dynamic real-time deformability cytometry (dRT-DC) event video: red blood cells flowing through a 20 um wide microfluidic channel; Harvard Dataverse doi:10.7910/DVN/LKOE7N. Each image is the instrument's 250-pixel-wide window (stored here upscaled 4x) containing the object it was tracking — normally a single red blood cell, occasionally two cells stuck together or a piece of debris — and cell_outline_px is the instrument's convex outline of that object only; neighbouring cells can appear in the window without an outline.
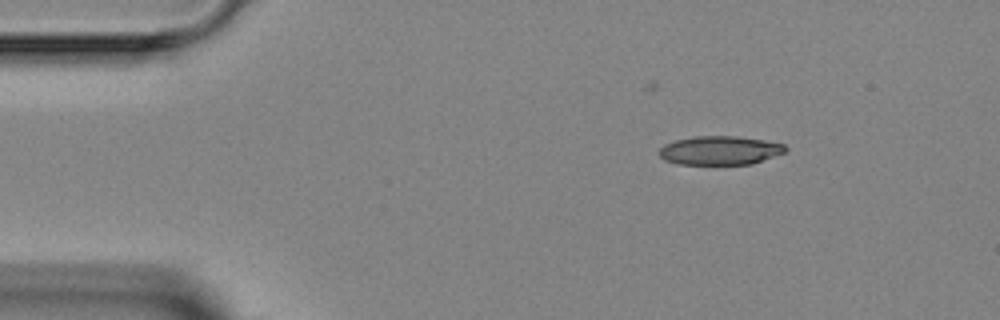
{"species": "Egyptian fruit bat (a non-hibernating species)", "species_latin": "Rousettus aegyptiacus", "temperature_condition": "room temperature", "stored_images_in_passage": 2, "camera_frame_rate_fps": 3000, "um_per_image_px": 0.085, "animal": {"sex": "female"}, "frame": {"image": 1, "passage_image": 1, "time_ms": 0.0, "image_size_px": [1000, 320], "cell_outline_px": [[788, 148], [784, 152], [752, 164], [680, 164], [664, 160], [660, 156], [660, 148], [664, 144], [676, 140], [696, 136], [736, 136], [764, 140], [784, 144]], "centroid_in_image_um": [61.19, 12.78], "position_along_channel_um": 23.8, "area_um2": 21.04}}